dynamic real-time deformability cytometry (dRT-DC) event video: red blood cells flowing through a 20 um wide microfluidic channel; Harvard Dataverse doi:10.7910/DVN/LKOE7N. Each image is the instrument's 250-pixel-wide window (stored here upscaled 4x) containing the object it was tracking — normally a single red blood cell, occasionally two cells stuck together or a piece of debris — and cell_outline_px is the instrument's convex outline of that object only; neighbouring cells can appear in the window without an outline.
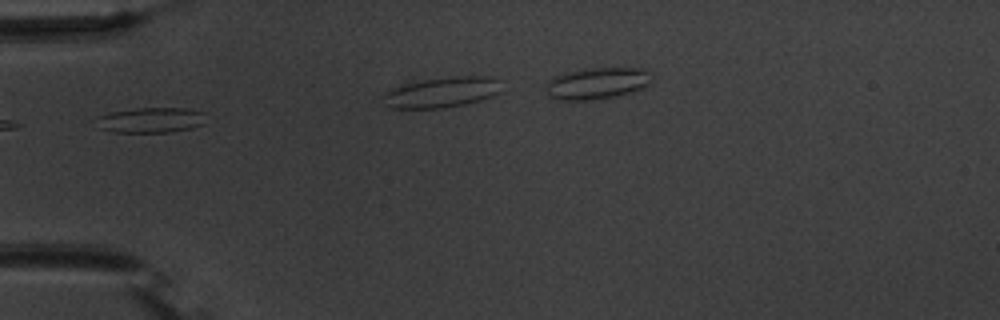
{"species": "common noctule bat (a hibernating species)", "species_latin": "Nyctalus noctula", "temperature_condition": "warm", "stored_images_in_passage": 4, "camera_frame_rate_fps": 3000, "um_per_image_px": 0.085, "animal": {"sex": "male", "body_mass_g": 20.1, "forearm_length_mm": 53.5}, "frame": {"image": 1, "passage_image": 1, "time_ms": 0.0, "image_size_px": [1000, 320], "cell_outline_px": [[204, 124], [192, 128], [172, 132], [112, 132], [96, 128], [96, 116], [112, 112], [136, 108], [184, 108], [204, 112]], "centroid_in_image_um": [12.78, 10.21], "position_along_channel_um": 72.2, "area_um2": 16.36}}
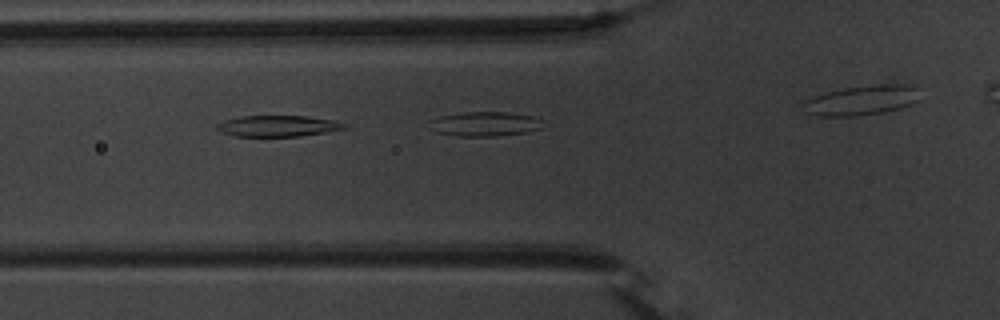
{"frame": {"image": 2, "passage_image": 2, "time_ms": 0.333, "image_size_px": [1000, 320], "cell_outline_px": [[348, 128], [300, 136], [232, 136], [216, 128], [216, 124], [224, 120], [240, 116], [304, 116], [332, 120], [348, 124]], "centroid_in_image_um": [23.62, 10.71], "position_along_channel_um": 102.2, "area_um2": 15.55}}